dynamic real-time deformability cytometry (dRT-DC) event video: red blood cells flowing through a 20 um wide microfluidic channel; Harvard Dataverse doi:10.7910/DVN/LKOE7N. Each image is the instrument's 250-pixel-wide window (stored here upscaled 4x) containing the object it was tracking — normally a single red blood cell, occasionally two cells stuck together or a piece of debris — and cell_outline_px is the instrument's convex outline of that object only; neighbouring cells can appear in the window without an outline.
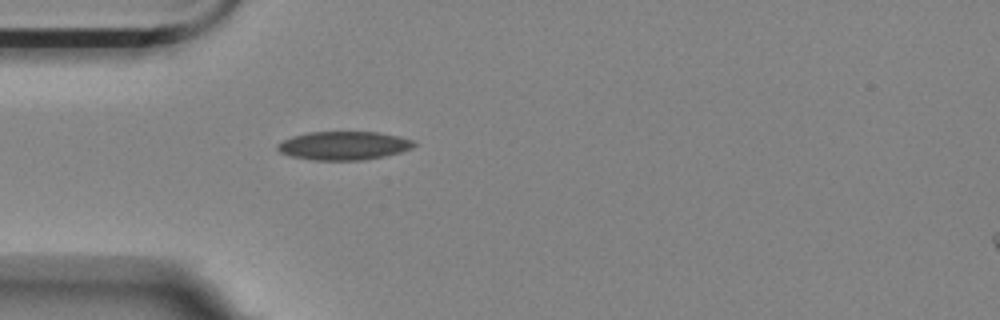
{"species": "Egyptian fruit bat (a non-hibernating species)", "species_latin": "Rousettus aegyptiacus", "temperature_condition": "room temperature", "stored_images_in_passage": 13, "camera_frame_rate_fps": 3000, "um_per_image_px": 0.085, "animal": {"sex": "female"}, "frame": {"image": 1, "passage_image": 1, "time_ms": 0.0, "image_size_px": [1000, 320], "cell_outline_px": [[416, 144], [412, 148], [400, 152], [384, 156], [360, 160], [312, 160], [288, 156], [280, 152], [276, 148], [276, 144], [292, 136], [308, 132], [376, 132], [396, 136], [412, 140]], "centroid_in_image_um": [29.16, 12.38], "position_along_channel_um": 55.8, "area_um2": 22.6}}